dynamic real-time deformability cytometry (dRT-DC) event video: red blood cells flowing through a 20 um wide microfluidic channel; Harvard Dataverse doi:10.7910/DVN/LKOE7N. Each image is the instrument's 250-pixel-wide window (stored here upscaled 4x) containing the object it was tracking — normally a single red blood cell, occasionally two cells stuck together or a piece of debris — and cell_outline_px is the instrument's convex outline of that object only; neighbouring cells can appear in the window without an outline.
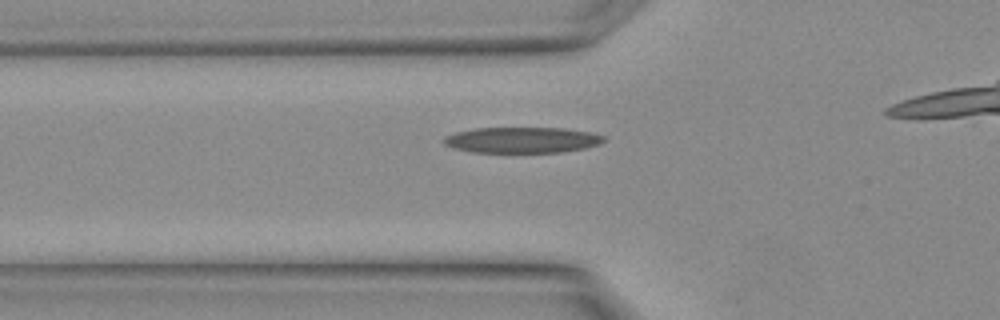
{"species": "Egyptian fruit bat (a non-hibernating species)", "species_latin": "Rousettus aegyptiacus", "temperature_condition": "warm", "stored_images_in_passage": 14, "camera_frame_rate_fps": 3000, "um_per_image_px": 0.085, "animal": {"sex": "female"}, "frame": {"image": 1, "passage_image": 3, "time_ms": 0.667, "image_size_px": [1000, 320], "cell_outline_px": [[604, 140], [600, 144], [584, 148], [560, 152], [472, 152], [452, 148], [444, 144], [440, 140], [444, 136], [456, 132], [476, 128], [564, 128], [592, 132], [604, 136]], "centroid_in_image_um": [44.33, 11.9], "position_along_channel_um": 81.5, "area_um2": 24.16}}
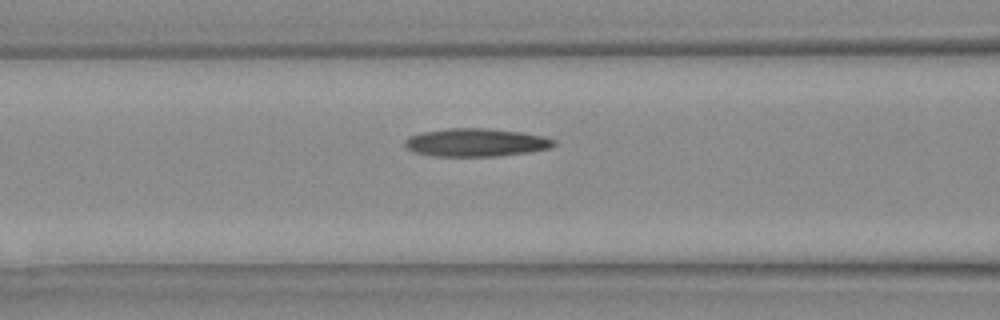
{"frame": {"image": 2, "passage_image": 5, "time_ms": 1.333, "image_size_px": [1000, 320], "cell_outline_px": [[556, 144], [552, 148], [528, 152], [496, 156], [436, 156], [416, 152], [408, 148], [404, 144], [404, 140], [408, 136], [424, 132], [448, 128], [488, 128], [520, 132], [544, 136], [556, 140]], "centroid_in_image_um": [40.49, 12.1], "position_along_channel_um": 126.1, "area_um2": 24.33}}